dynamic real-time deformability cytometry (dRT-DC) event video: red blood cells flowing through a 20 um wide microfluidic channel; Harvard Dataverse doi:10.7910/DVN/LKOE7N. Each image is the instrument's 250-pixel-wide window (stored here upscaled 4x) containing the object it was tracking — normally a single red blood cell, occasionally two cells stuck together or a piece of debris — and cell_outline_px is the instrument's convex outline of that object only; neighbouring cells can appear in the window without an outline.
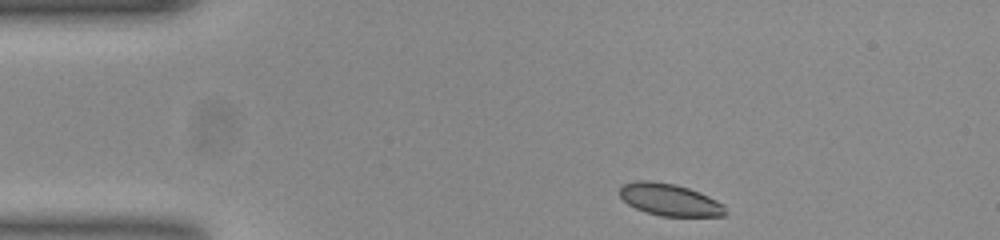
{"species": "common noctule bat (a hibernating species)", "species_latin": "Nyctalus noctula", "temperature_condition": "room temperature", "stored_images_in_passage": 45, "camera_frame_rate_fps": 3000, "um_per_image_px": 0.085, "animal": {"sex": "female", "body_mass_g": 23.0, "forearm_length_mm": 53.4}, "frame": {"image": 1, "passage_image": 1, "time_ms": 0.0, "image_size_px": [1000, 240], "cell_outline_px": [[724, 216], [660, 216], [636, 208], [628, 204], [620, 196], [620, 188], [624, 184], [636, 180], [648, 180], [676, 184], [688, 188], [708, 196], [724, 204]], "centroid_in_image_um": [56.9, 16.97], "position_along_channel_um": 28.1, "area_um2": 19.54}}
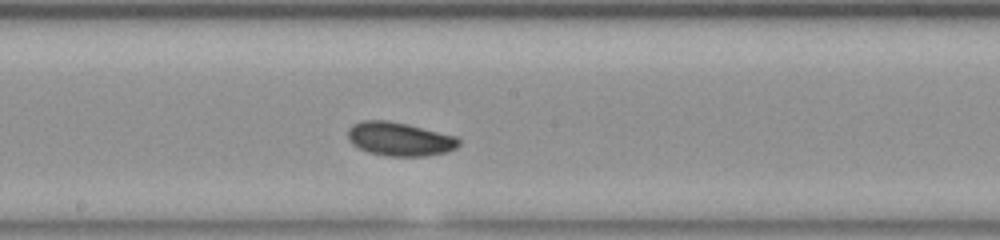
{"frame": {"image": 2, "passage_image": 20, "time_ms": 6.333, "image_size_px": [1000, 240], "cell_outline_px": [[460, 144], [456, 148], [448, 152], [424, 156], [388, 156], [368, 152], [352, 144], [348, 140], [348, 128], [352, 124], [360, 120], [388, 120], [408, 124], [456, 136], [460, 140]], "centroid_in_image_um": [33.96, 11.81], "position_along_channel_um": 214.2, "area_um2": 21.96}}
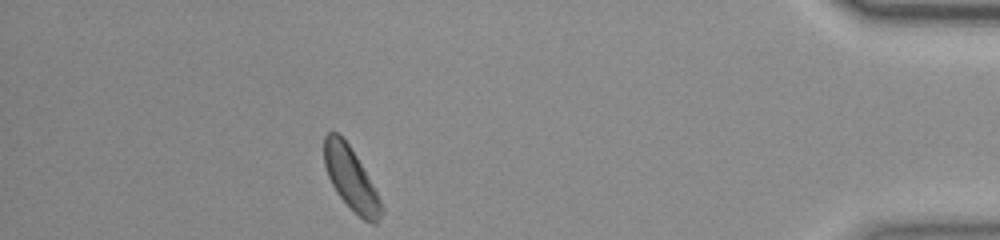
{"frame": {"image": 3, "passage_image": 39, "time_ms": 12.667, "image_size_px": [1000, 240], "cell_outline_px": [[384, 212], [376, 224], [372, 224], [364, 220], [336, 192], [328, 176], [324, 164], [324, 136], [328, 132], [336, 132], [348, 144], [356, 156], [372, 184], [384, 208]], "centroid_in_image_um": [29.83, 15.2], "position_along_channel_um": 405.4, "area_um2": 20.35}, "authors_computed_cell_mechanics": {"area_um2": 20.9814, "velocity_mm_per_s": 3.8502, "shape_relaxation_time_tau1_ms": 2.0635, "shape_relaxation_time_tau2_ms": null, "deformation_change_tau1": 0.07, "deformation_change_tau2": null}}